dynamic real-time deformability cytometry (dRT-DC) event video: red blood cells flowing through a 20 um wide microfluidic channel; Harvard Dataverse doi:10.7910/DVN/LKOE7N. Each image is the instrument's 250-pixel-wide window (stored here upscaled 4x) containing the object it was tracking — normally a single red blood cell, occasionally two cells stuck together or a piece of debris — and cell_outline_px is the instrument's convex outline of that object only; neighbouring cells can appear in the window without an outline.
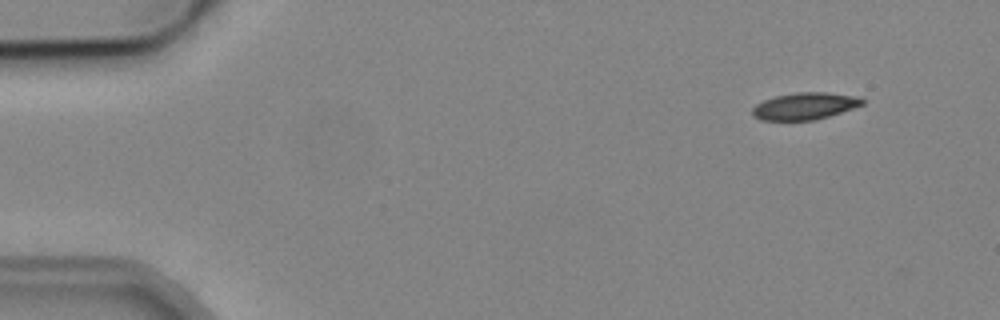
{"species": "common noctule bat (a hibernating species)", "species_latin": "Nyctalus noctula", "temperature_condition": "cold", "stored_images_in_passage": 4, "camera_frame_rate_fps": 3000, "um_per_image_px": 0.085, "animal": {"sex": "male", "body_mass_g": 19.2, "forearm_length_mm": 51.8}, "frame": {"image": 1, "passage_image": 1, "time_ms": 0.0, "image_size_px": [1000, 320], "cell_outline_px": [[864, 104], [816, 120], [760, 120], [752, 116], [752, 108], [756, 104], [764, 100], [776, 96], [796, 92], [828, 92], [860, 96], [864, 100]], "centroid_in_image_um": [68.4, 9.01], "position_along_channel_um": 16.6, "area_um2": 17.34}}